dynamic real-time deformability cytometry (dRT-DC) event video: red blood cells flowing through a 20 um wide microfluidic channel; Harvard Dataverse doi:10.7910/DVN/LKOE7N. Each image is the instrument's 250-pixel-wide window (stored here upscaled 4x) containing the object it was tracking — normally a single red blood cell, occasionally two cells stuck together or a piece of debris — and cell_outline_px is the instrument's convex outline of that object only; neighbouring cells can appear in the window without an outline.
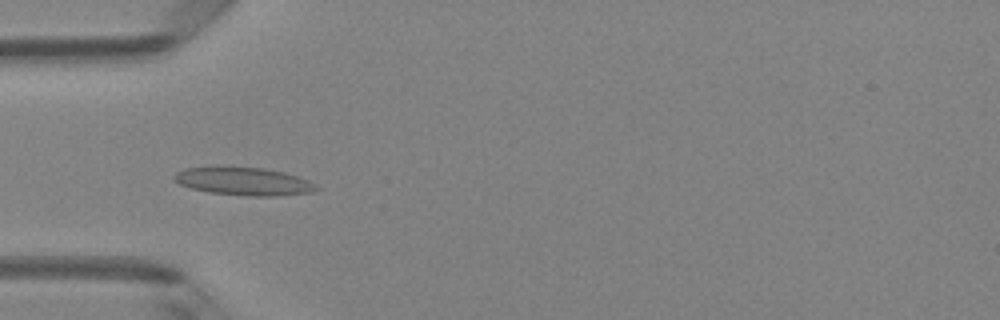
{"species": "Egyptian fruit bat (a non-hibernating species)", "species_latin": "Rousettus aegyptiacus", "temperature_condition": "room temperature", "stored_images_in_passage": 49, "camera_frame_rate_fps": 3000, "um_per_image_px": 0.085, "animal": {"sex": "female"}, "frame": {"image": 1, "passage_image": 16, "time_ms": 5.0, "image_size_px": [1000, 320], "cell_outline_px": [[320, 188], [312, 192], [276, 196], [248, 196], [208, 192], [192, 188], [180, 184], [172, 180], [172, 176], [176, 172], [184, 168], [220, 164], [264, 168], [284, 172], [308, 180]], "centroid_in_image_um": [20.63, 15.37], "position_along_channel_um": 64.4, "area_um2": 23.93}}
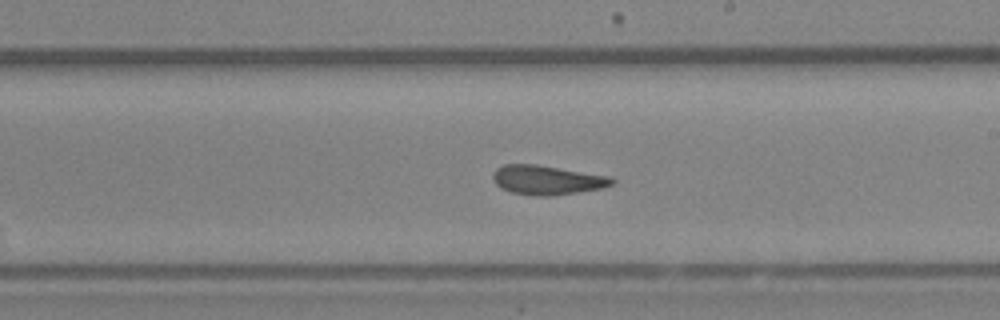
{"frame": {"image": 2, "passage_image": 29, "time_ms": 9.333, "image_size_px": [1000, 320], "cell_outline_px": [[616, 180], [612, 184], [604, 188], [552, 196], [536, 196], [512, 192], [500, 188], [496, 184], [492, 176], [492, 172], [496, 168], [504, 164], [536, 164], [612, 176]], "centroid_in_image_um": [46.52, 15.29], "position_along_channel_um": 242.5, "area_um2": 20.58}}
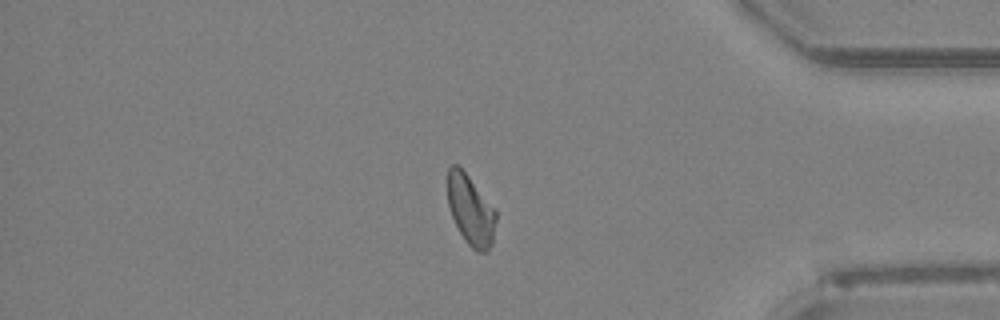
{"frame": {"image": 3, "passage_image": 42, "time_ms": 13.667, "image_size_px": [1000, 320], "cell_outline_px": [[496, 220], [492, 244], [488, 252], [476, 252], [468, 244], [460, 232], [452, 216], [448, 204], [448, 168], [452, 164], [460, 164], [496, 212]], "centroid_in_image_um": [40.0, 17.85], "position_along_channel_um": 395.2, "area_um2": 19.65}, "authors_computed_cell_mechanics": {"area_um2": 20.519, "velocity_mm_per_s": 4.1502, "shape_relaxation_time_tau1_ms": null, "shape_relaxation_time_tau2_ms": 1.1408, "deformation_change_tau1": null, "deformation_change_tau2": 0.0831}}